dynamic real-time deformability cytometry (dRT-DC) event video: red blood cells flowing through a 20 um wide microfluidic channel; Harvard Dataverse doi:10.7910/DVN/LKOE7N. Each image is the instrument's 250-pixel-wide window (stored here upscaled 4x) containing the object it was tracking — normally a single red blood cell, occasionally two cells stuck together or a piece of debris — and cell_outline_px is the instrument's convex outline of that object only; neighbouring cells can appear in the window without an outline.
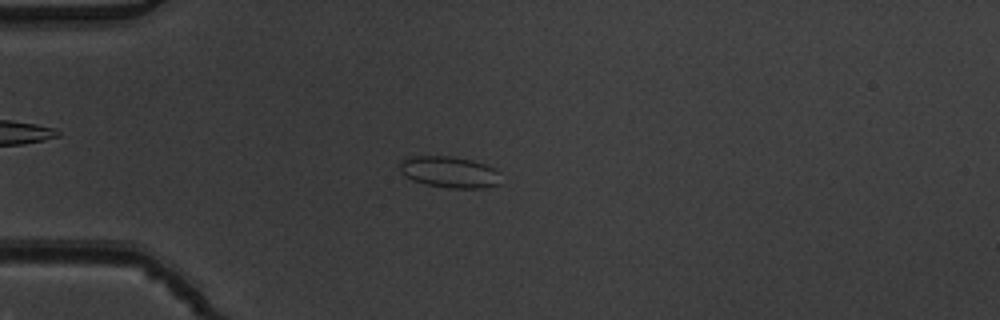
{"species": "common noctule bat (a hibernating species)", "species_latin": "Nyctalus noctula", "temperature_condition": "warm", "stored_images_in_passage": 52, "camera_frame_rate_fps": 3000, "um_per_image_px": 0.085, "animal": {"sex": "male", "body_mass_g": 19.5, "forearm_length_mm": 54.6}, "frame": {"image": 1, "passage_image": 14, "time_ms": 4.333, "image_size_px": [1000, 320], "cell_outline_px": [[500, 184], [484, 188], [448, 188], [424, 184], [412, 180], [404, 176], [400, 172], [400, 160], [412, 156], [448, 156], [472, 160], [496, 168], [500, 172]], "centroid_in_image_um": [38.21, 14.63], "position_along_channel_um": 46.8, "area_um2": 18.73}}
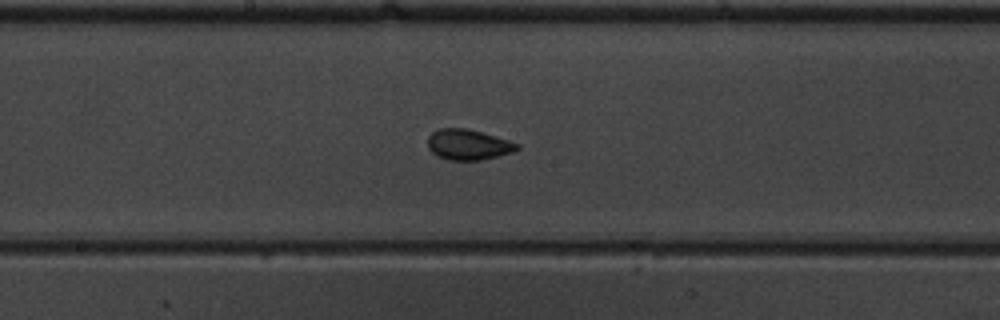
{"frame": {"image": 2, "passage_image": 28, "time_ms": 9.0, "image_size_px": [1000, 320], "cell_outline_px": [[520, 148], [512, 152], [480, 160], [448, 160], [436, 156], [428, 148], [428, 136], [436, 128], [468, 128], [508, 140], [520, 144]], "centroid_in_image_um": [39.76, 12.28], "position_along_channel_um": 208.4, "area_um2": 15.95}}
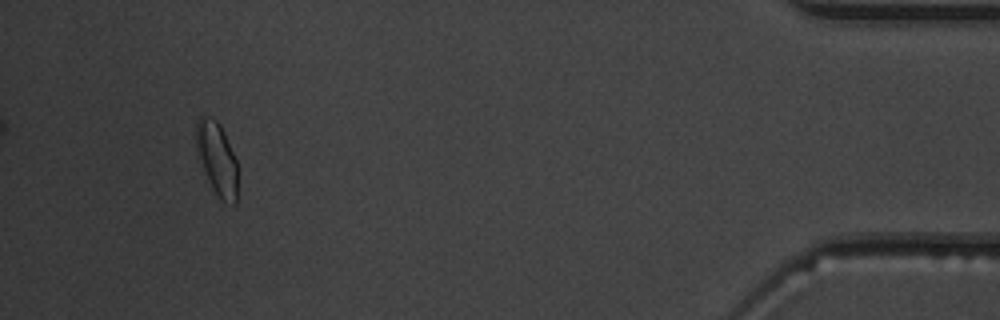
{"frame": {"image": 3, "passage_image": 49, "time_ms": 16.0, "image_size_px": [1000, 320], "cell_outline_px": [[236, 204], [232, 204], [216, 196], [208, 180], [196, 148], [196, 120], [200, 116], [212, 116], [220, 124], [224, 132], [236, 160]], "centroid_in_image_um": [18.42, 13.44], "position_along_channel_um": 416.8, "area_um2": 17.34}, "authors_computed_cell_mechanics": {"area_um2": 16.4152, "velocity_mm_per_s": 3.8884, "shape_relaxation_time_tau1_ms": 3.5177, "shape_relaxation_time_tau2_ms": 0.5867, "deformation_change_tau1": 0.1134, "deformation_change_tau2": 0.0638}}